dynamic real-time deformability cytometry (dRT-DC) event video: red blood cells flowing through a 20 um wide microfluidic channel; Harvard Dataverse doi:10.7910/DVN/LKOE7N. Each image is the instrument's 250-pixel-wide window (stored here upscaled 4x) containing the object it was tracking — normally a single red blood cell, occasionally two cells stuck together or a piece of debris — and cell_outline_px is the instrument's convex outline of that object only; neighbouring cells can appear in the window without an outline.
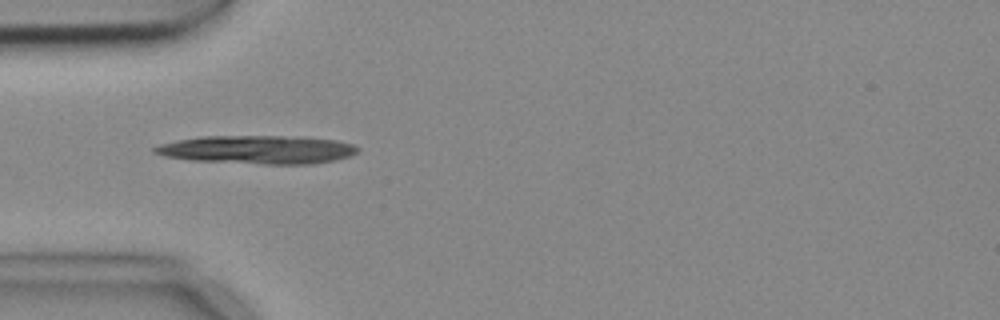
{"species": "common noctule bat (a hibernating species)", "species_latin": "Nyctalus noctula", "temperature_condition": "cold", "stored_images_in_passage": 5, "camera_frame_rate_fps": 3000, "um_per_image_px": 0.085, "animal": {"sex": "female", "body_mass_g": 18.4}, "frame": {"image": 1, "passage_image": 4, "time_ms": 1.0, "image_size_px": [1000, 320], "cell_outline_px": [[360, 148], [356, 152], [348, 156], [336, 160], [312, 164], [264, 164], [188, 160], [164, 156], [152, 152], [152, 148], [160, 144], [176, 140], [200, 136], [296, 136], [336, 140], [352, 144]], "centroid_in_image_um": [21.85, 12.72], "position_along_channel_um": 63.1, "area_um2": 33.76}}